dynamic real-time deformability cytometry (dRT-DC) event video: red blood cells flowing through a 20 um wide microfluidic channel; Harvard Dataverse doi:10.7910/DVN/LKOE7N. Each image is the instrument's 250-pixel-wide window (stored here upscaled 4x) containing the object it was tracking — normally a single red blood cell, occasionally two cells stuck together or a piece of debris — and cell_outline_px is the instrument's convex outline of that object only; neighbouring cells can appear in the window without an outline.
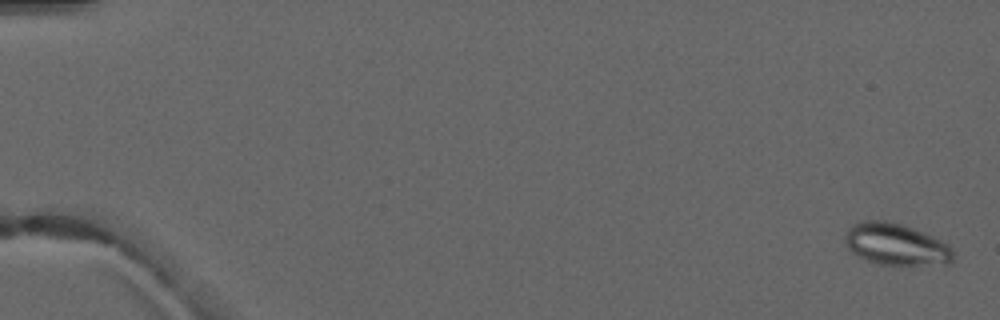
{"species": "common noctule bat (a hibernating species)", "species_latin": "Nyctalus noctula", "temperature_condition": "warm", "stored_images_in_passage": 5, "camera_frame_rate_fps": 3000, "um_per_image_px": 0.085, "animal": {"sex": "male", "forearm_length_mm": 52.5}, "frame": {"image": 1, "passage_image": 1, "time_ms": 0.0, "image_size_px": [1000, 320], "cell_outline_px": [[952, 260], [948, 264], [880, 264], [868, 260], [852, 252], [848, 248], [844, 240], [844, 236], [848, 228], [852, 224], [864, 220], [884, 220], [904, 224], [932, 236], [948, 244], [952, 248]], "centroid_in_image_um": [76.13, 20.74], "position_along_channel_um": 8.9, "area_um2": 26.13}}